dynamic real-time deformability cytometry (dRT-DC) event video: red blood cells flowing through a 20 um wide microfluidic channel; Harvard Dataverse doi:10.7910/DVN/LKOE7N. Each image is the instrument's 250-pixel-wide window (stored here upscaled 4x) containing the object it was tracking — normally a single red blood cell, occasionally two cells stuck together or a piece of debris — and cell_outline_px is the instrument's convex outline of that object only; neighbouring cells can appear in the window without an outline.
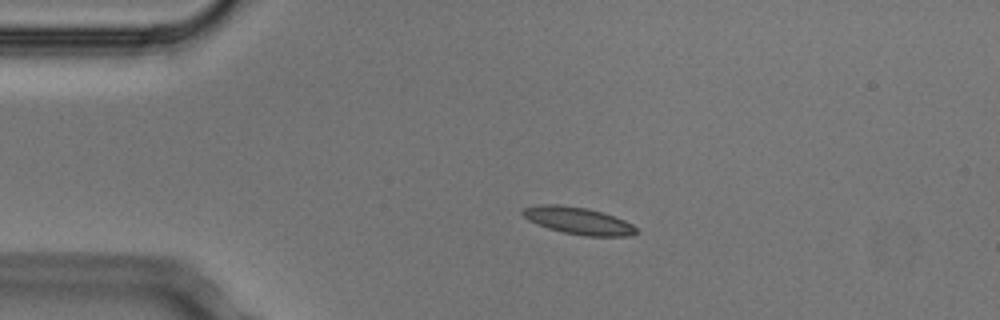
{"species": "Egyptian fruit bat (a non-hibernating species)", "species_latin": "Rousettus aegyptiacus", "temperature_condition": "cold", "stored_images_in_passage": 4, "camera_frame_rate_fps": 3000, "um_per_image_px": 0.085, "animal": {"sex": "male"}, "frame": {"image": 1, "passage_image": 3, "time_ms": 0.667, "image_size_px": [1000, 320], "cell_outline_px": [[640, 232], [632, 236], [584, 236], [564, 232], [548, 228], [528, 220], [520, 212], [524, 208], [540, 204], [560, 204], [588, 208], [604, 212], [624, 220], [632, 224]], "centroid_in_image_um": [49.18, 18.75], "position_along_channel_um": 35.8, "area_um2": 18.09}}